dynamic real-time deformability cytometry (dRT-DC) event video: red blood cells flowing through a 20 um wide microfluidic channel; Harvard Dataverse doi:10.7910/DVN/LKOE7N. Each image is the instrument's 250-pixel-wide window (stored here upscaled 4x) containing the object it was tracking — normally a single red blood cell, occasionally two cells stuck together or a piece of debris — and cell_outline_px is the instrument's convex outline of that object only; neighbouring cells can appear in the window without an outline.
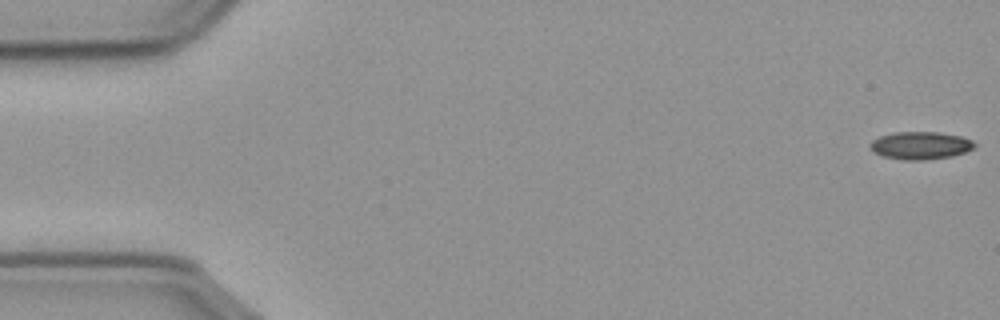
{"species": "common noctule bat (a hibernating species)", "species_latin": "Nyctalus noctula", "temperature_condition": "cold", "stored_images_in_passage": 57, "camera_frame_rate_fps": 3000, "um_per_image_px": 0.085, "animal": {"sex": "male", "body_mass_g": 23.1, "forearm_length_mm": 52.7}, "frame": {"image": 1, "passage_image": 1, "time_ms": 0.0, "image_size_px": [1000, 320], "cell_outline_px": [[976, 144], [972, 148], [964, 152], [952, 156], [924, 160], [904, 160], [884, 156], [876, 152], [868, 144], [872, 140], [880, 136], [896, 132], [936, 132], [960, 136], [972, 140]], "centroid_in_image_um": [78.24, 12.36], "position_along_channel_um": 6.8, "area_um2": 16.59}}
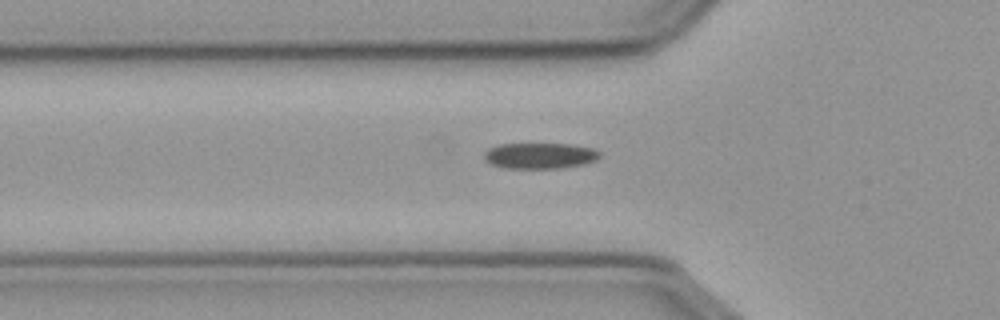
{"frame": {"image": 2, "passage_image": 19, "time_ms": 6.0, "image_size_px": [1000, 320], "cell_outline_px": [[600, 156], [596, 160], [584, 164], [560, 168], [504, 168], [492, 164], [484, 160], [484, 152], [488, 148], [500, 144], [572, 144], [592, 148], [600, 152]], "centroid_in_image_um": [45.88, 13.23], "position_along_channel_um": 79.9, "area_um2": 17.46}}
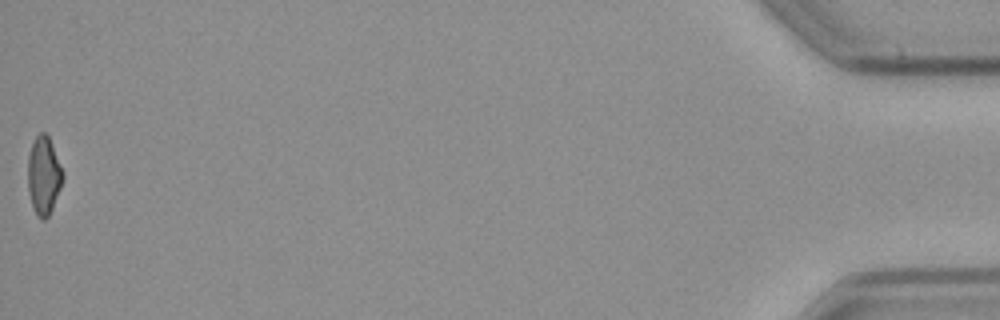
{"frame": {"image": 3, "passage_image": 57, "time_ms": 18.667, "image_size_px": [1000, 320], "cell_outline_px": [[64, 176], [60, 188], [52, 208], [48, 216], [44, 220], [40, 220], [36, 216], [32, 204], [28, 188], [28, 156], [32, 144], [36, 136], [40, 132], [44, 132], [48, 136], [64, 172]], "centroid_in_image_um": [3.72, 14.93], "position_along_channel_um": 431.5, "area_um2": 15.78}, "authors_computed_cell_mechanics": {"area_um2": 17.1088, "velocity_mm_per_s": 3.6202, "shape_relaxation_time_tau1_ms": 6.3653, "shape_relaxation_time_tau2_ms": null, "deformation_change_tau1": 0.1293, "deformation_change_tau2": null}}